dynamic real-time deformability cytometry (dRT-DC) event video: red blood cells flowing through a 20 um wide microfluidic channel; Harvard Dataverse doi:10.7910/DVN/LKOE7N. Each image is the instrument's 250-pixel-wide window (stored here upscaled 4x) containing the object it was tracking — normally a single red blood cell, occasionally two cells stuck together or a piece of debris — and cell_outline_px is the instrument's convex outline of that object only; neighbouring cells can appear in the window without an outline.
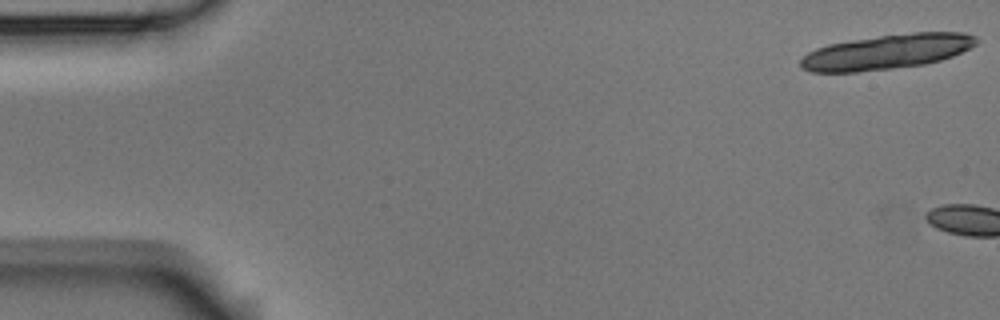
{"species": "Egyptian fruit bat (a non-hibernating species)", "species_latin": "Rousettus aegyptiacus", "temperature_condition": "room temperature", "stored_images_in_passage": 3, "camera_frame_rate_fps": 3000, "um_per_image_px": 0.085, "animal": {"sex": "male"}, "frame": {"image": 1, "passage_image": 1, "time_ms": 0.0, "image_size_px": [1000, 320], "cell_outline_px": [[976, 44], [952, 56], [940, 60], [924, 64], [892, 68], [856, 72], [812, 72], [800, 68], [800, 60], [808, 52], [816, 48], [828, 44], [852, 40], [880, 36], [912, 32], [964, 32], [976, 36]], "centroid_in_image_um": [75.35, 4.4], "position_along_channel_um": 9.6, "area_um2": 35.37}}